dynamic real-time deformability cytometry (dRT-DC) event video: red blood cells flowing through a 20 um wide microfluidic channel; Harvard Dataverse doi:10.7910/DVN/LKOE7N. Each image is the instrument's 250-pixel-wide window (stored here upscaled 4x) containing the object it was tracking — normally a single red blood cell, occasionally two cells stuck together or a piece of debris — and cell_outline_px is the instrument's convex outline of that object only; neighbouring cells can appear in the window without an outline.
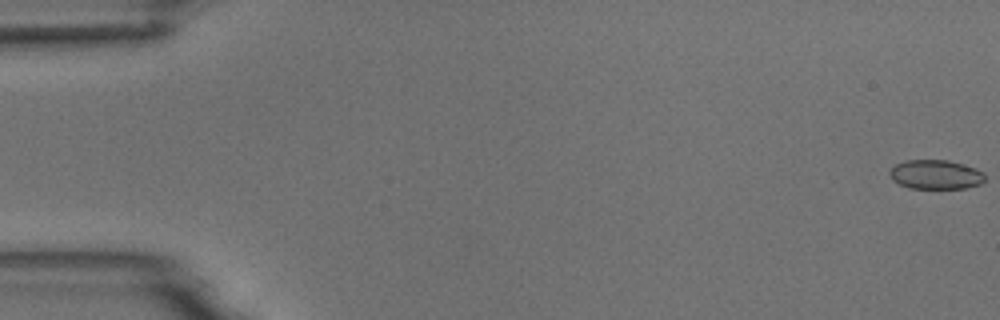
{"species": "common noctule bat (a hibernating species)", "species_latin": "Nyctalus noctula", "temperature_condition": "room temperature", "stored_images_in_passage": 6, "camera_frame_rate_fps": 3000, "um_per_image_px": 0.085, "animal": {"sex": "male", "body_mass_g": 18.8}, "frame": {"image": 1, "passage_image": 1, "time_ms": 0.0, "image_size_px": [1000, 320], "cell_outline_px": [[984, 180], [980, 184], [964, 188], [908, 188], [892, 180], [888, 172], [896, 164], [904, 160], [948, 160], [976, 168], [984, 172]], "centroid_in_image_um": [79.52, 14.83], "position_along_channel_um": 5.5, "area_um2": 16.24}}
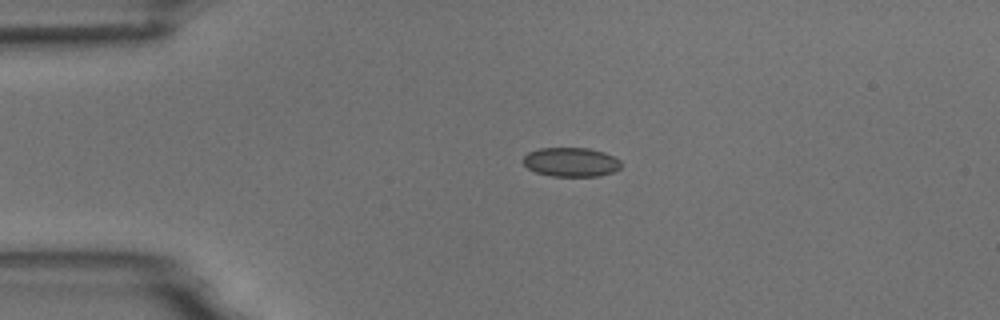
{"frame": {"image": 2, "passage_image": 4, "time_ms": 4.0, "image_size_px": [1000, 320], "cell_outline_px": [[620, 168], [612, 172], [600, 176], [552, 176], [536, 172], [528, 168], [520, 160], [528, 152], [540, 148], [588, 148], [604, 152], [620, 160]], "centroid_in_image_um": [48.51, 13.77], "position_along_channel_um": 36.5, "area_um2": 16.65}}